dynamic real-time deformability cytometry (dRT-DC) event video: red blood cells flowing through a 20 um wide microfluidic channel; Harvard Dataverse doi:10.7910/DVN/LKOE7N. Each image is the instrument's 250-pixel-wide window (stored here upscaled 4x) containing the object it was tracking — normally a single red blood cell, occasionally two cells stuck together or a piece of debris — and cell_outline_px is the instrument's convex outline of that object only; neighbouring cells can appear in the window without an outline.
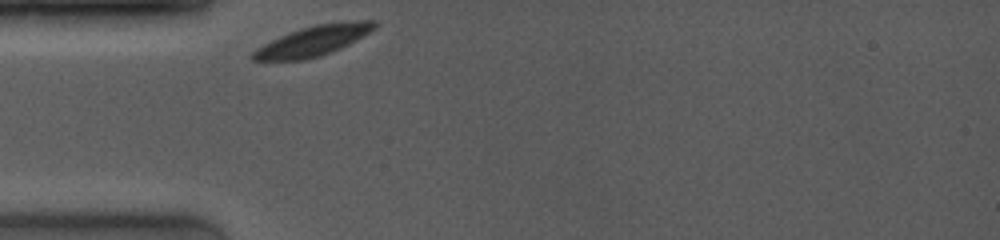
{"species": "common noctule bat (a hibernating species)", "species_latin": "Nyctalus noctula", "temperature_condition": "room temperature", "stored_images_in_passage": 38, "camera_frame_rate_fps": 4000, "um_per_image_px": 0.085, "animal": {"sex": "female", "body_mass_g": 19.0, "forearm_length_mm": 53.3}, "frame": {"image": 1, "passage_image": 1, "time_ms": 0.0, "image_size_px": [1000, 240], "cell_outline_px": [[376, 28], [364, 36], [332, 52], [320, 56], [304, 60], [252, 60], [248, 56], [252, 52], [264, 44], [280, 36], [300, 28], [316, 24], [352, 20], [376, 20]], "centroid_in_image_um": [26.65, 3.46], "position_along_channel_um": 58.4, "area_um2": 21.39}}
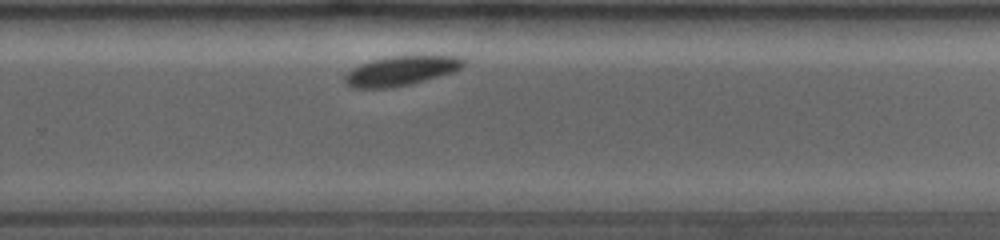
{"frame": {"image": 2, "passage_image": 30, "time_ms": 6.5, "image_size_px": [1000, 240], "cell_outline_px": [[468, 64], [452, 72], [412, 84], [392, 88], [352, 88], [344, 80], [344, 76], [352, 68], [360, 64], [372, 60], [388, 56], [460, 56]], "centroid_in_image_um": [34.09, 6.02], "position_along_channel_um": 295.7, "area_um2": 20.46}}
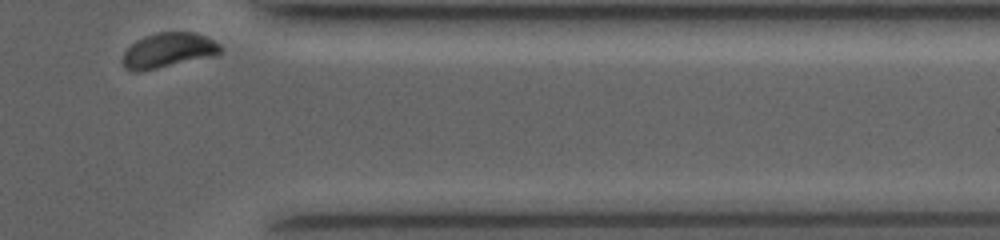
{"frame": {"image": 3, "passage_image": 38, "time_ms": 9.25, "image_size_px": [1000, 240], "cell_outline_px": [[224, 48], [220, 52], [212, 56], [156, 68], [136, 72], [132, 72], [124, 68], [124, 52], [136, 40], [144, 36], [156, 32], [192, 32], [204, 36], [220, 44]], "centroid_in_image_um": [14.29, 4.27], "position_along_channel_um": 397.1, "area_um2": 19.54}}